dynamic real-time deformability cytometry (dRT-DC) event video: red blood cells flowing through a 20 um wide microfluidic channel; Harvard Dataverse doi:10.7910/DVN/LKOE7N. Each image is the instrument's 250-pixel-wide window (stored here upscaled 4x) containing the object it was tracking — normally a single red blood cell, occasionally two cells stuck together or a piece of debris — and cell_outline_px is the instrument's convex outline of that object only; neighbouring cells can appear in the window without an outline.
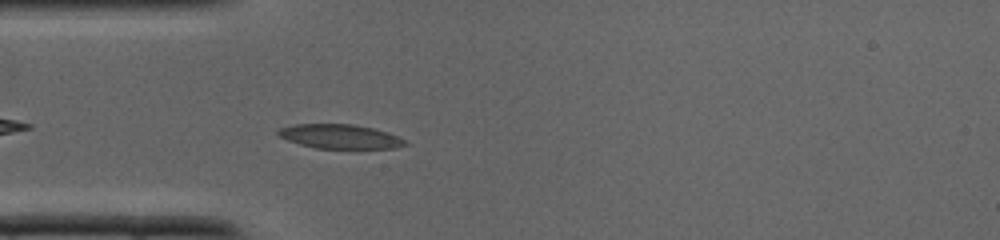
{"species": "common noctule bat (a hibernating species)", "species_latin": "Nyctalus noctula", "temperature_condition": "cold", "stored_images_in_passage": 35, "camera_frame_rate_fps": 3000, "um_per_image_px": 0.085, "animal": {"sex": "male", "body_mass_g": 19.0, "forearm_length_mm": 50.8}, "frame": {"image": 1, "passage_image": 9, "time_ms": 2.667, "image_size_px": [1000, 240], "cell_outline_px": [[408, 144], [396, 148], [316, 148], [300, 144], [288, 140], [280, 136], [276, 132], [280, 128], [296, 124], [352, 124], [372, 128], [396, 136], [404, 140]], "centroid_in_image_um": [28.87, 11.6], "position_along_channel_um": 56.1, "area_um2": 17.57}}
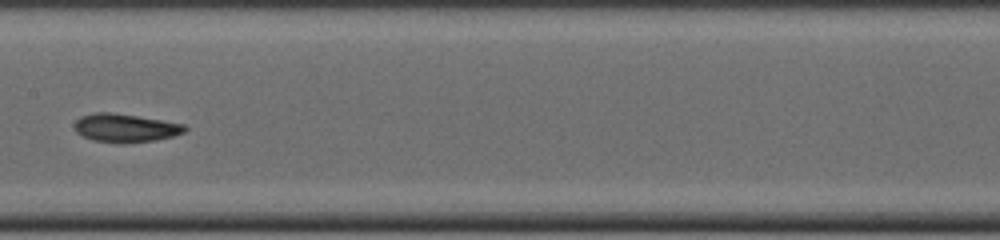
{"frame": {"image": 2, "passage_image": 17, "time_ms": 5.333, "image_size_px": [1000, 240], "cell_outline_px": [[188, 128], [184, 132], [172, 136], [156, 140], [120, 144], [92, 140], [76, 132], [76, 120], [84, 116], [96, 112], [108, 112], [136, 116], [184, 124]], "centroid_in_image_um": [10.67, 10.89], "position_along_channel_um": 196.7, "area_um2": 17.98}}
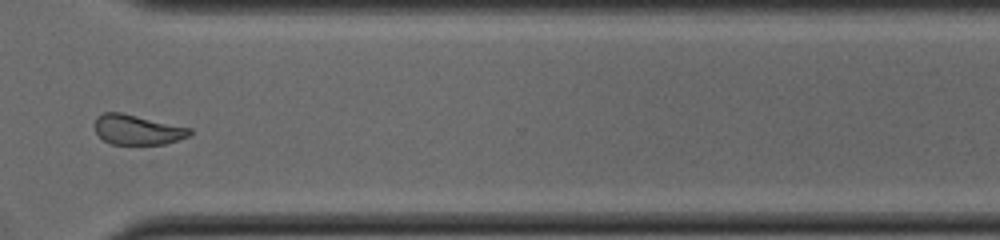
{"frame": {"image": 3, "passage_image": 26, "time_ms": 8.333, "image_size_px": [1000, 240], "cell_outline_px": [[192, 132], [188, 136], [180, 140], [164, 144], [112, 144], [104, 140], [96, 132], [96, 116], [104, 112], [120, 112], [192, 128]], "centroid_in_image_um": [11.7, 11.02], "position_along_channel_um": 358.9, "area_um2": 16.47}}